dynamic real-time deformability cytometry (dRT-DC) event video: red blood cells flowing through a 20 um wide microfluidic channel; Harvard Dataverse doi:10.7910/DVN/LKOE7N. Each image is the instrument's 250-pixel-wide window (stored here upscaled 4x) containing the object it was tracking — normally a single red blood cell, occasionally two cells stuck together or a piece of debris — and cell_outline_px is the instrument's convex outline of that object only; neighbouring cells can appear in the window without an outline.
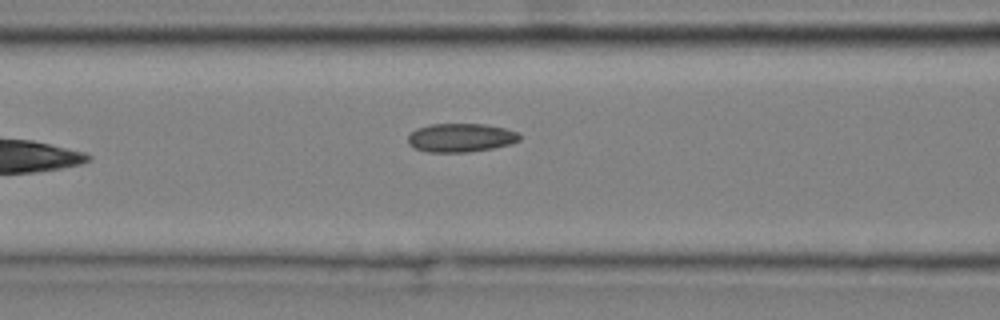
{"species": "common noctule bat (a hibernating species)", "species_latin": "Nyctalus noctula", "temperature_condition": "cold", "stored_images_in_passage": 7, "camera_frame_rate_fps": 3000, "um_per_image_px": 0.085, "animal": {"sex": "male", "body_mass_g": 20.4}, "frame": {"image": 1, "passage_image": 7, "time_ms": 2.0, "image_size_px": [1000, 320], "cell_outline_px": [[520, 140], [512, 144], [492, 148], [468, 152], [428, 152], [416, 148], [408, 144], [408, 136], [416, 128], [428, 124], [484, 124], [504, 128], [516, 132], [520, 136]], "centroid_in_image_um": [39.15, 11.7], "position_along_channel_um": 127.4, "area_um2": 18.61}}